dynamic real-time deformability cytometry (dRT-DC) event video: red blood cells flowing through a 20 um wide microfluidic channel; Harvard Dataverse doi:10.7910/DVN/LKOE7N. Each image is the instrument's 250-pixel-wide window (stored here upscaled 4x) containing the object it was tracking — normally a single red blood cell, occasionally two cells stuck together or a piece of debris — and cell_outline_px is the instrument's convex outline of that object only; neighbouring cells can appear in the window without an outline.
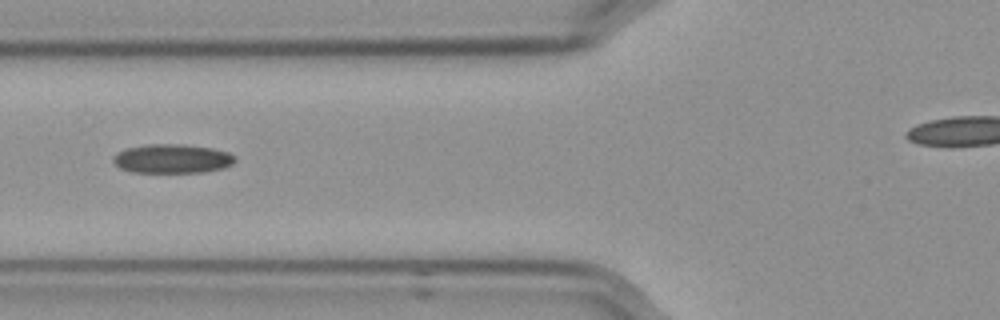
{"species": "Egyptian fruit bat (a non-hibernating species)", "species_latin": "Rousettus aegyptiacus", "temperature_condition": "cold", "stored_images_in_passage": 52, "camera_frame_rate_fps": 3000, "um_per_image_px": 0.085, "frame": {"image": 1, "passage_image": 23, "time_ms": 7.333, "image_size_px": [1000, 320], "cell_outline_px": [[236, 160], [232, 164], [224, 168], [204, 172], [132, 172], [120, 168], [112, 160], [112, 156], [116, 152], [124, 148], [148, 144], [184, 144], [212, 148], [228, 152], [236, 156]], "centroid_in_image_um": [14.63, 13.48], "position_along_channel_um": 111.2, "area_um2": 20.87}}